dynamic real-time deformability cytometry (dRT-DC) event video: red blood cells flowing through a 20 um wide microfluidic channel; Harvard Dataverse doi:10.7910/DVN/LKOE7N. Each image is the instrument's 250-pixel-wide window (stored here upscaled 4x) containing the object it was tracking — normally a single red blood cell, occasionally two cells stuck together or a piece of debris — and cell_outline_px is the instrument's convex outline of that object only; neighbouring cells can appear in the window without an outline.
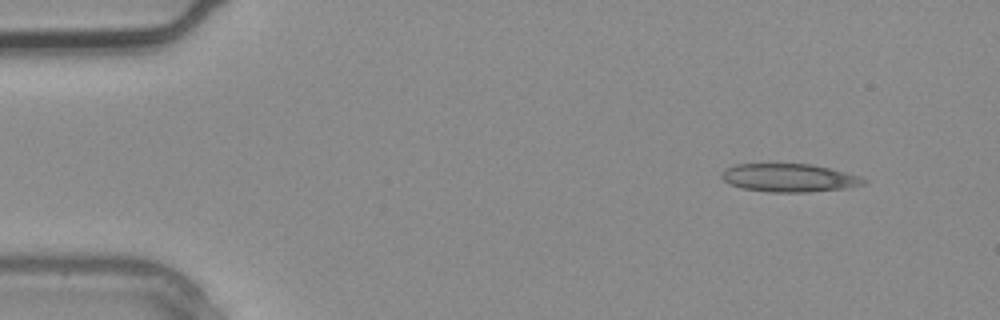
{"species": "common noctule bat (a hibernating species)", "species_latin": "Nyctalus noctula", "temperature_condition": "warm", "stored_images_in_passage": 3, "camera_frame_rate_fps": 3000, "um_per_image_px": 0.085, "animal": {"sex": "male", "body_mass_g": 20.4}, "frame": {"image": 1, "passage_image": 1, "time_ms": 0.0, "image_size_px": [1000, 320], "cell_outline_px": [[868, 180], [864, 184], [848, 188], [808, 192], [768, 192], [740, 188], [724, 180], [720, 176], [728, 168], [736, 164], [812, 164], [860, 176]], "centroid_in_image_um": [67.11, 15.12], "position_along_channel_um": 17.9, "area_um2": 23.18}}
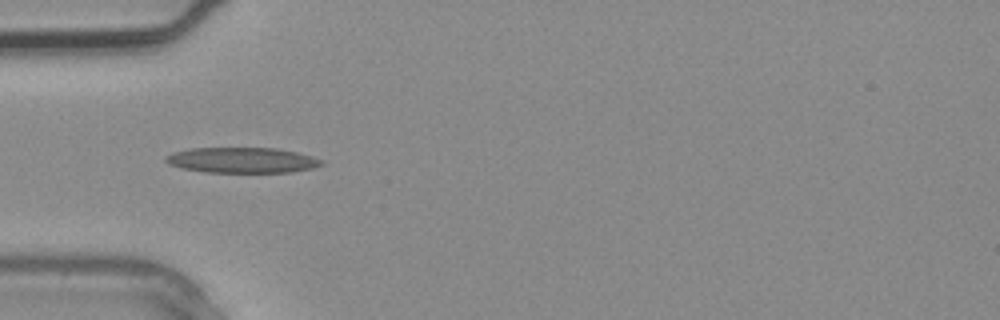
{"frame": {"image": 2, "passage_image": 3, "time_ms": 0.667, "image_size_px": [1000, 320], "cell_outline_px": [[324, 164], [312, 168], [292, 172], [204, 172], [180, 168], [168, 164], [164, 160], [164, 156], [172, 152], [192, 148], [276, 148], [296, 152], [312, 156], [324, 160]], "centroid_in_image_um": [20.55, 13.61], "position_along_channel_um": 64.5, "area_um2": 23.29}}